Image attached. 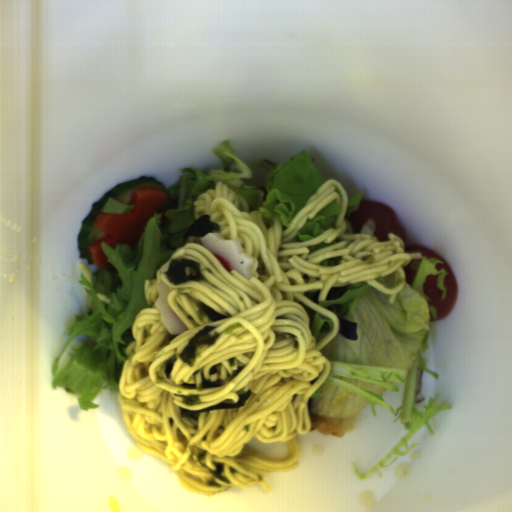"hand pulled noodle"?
<instances>
[{"label":"hand pulled noodle","mask_w":512,"mask_h":512,"mask_svg":"<svg viewBox=\"0 0 512 512\" xmlns=\"http://www.w3.org/2000/svg\"><path fill=\"white\" fill-rule=\"evenodd\" d=\"M332 200L343 210L335 227L311 241L296 243V233ZM195 221L208 215L216 223L215 232L225 240H237L251 257L252 278L227 270L203 245L185 241L157 271L144 281L147 305L134 317L133 339L125 346V360L117 388L122 421L138 448L164 460L179 485L189 492L213 496L232 487L259 484L271 492L265 480L274 471L295 470L301 455L297 435L309 433L311 419L308 400L330 375V361L319 351L339 332L337 314L311 301L306 291H318L317 300L326 301L332 287L366 283L390 296L394 304L406 284L404 267L420 252H406L401 237L389 233L381 241L366 233H345L348 193L335 180H326L283 230L280 218L266 227L261 210H251L245 197L217 182L192 202ZM340 244L309 252L307 246L320 241ZM341 257L340 265L323 266L321 261ZM186 258L201 263L200 281L177 286L160 270L168 261ZM160 279L171 290L170 308L188 328L170 334L153 305ZM198 302L232 318L209 322L199 317ZM332 320L333 328L317 343L309 330L308 316L301 303ZM205 325L217 326L222 336L198 351L193 367L177 359L171 378L156 383L158 364L178 353ZM223 363L221 376L209 375L214 364ZM247 367L232 381L203 392L181 389V383L201 382V372L209 380L229 377L239 366ZM252 388L250 401L241 409L201 413L198 421L181 418L179 407L198 410L221 402H237L238 390ZM198 393L195 407L180 403L174 392ZM256 438L264 443L286 442L289 456L272 459L247 444ZM207 452L205 463L223 462L222 487L207 486L210 472L197 460Z\"/></svg>","instance_id":"hand-pulled-noodle-1"}]
</instances>
